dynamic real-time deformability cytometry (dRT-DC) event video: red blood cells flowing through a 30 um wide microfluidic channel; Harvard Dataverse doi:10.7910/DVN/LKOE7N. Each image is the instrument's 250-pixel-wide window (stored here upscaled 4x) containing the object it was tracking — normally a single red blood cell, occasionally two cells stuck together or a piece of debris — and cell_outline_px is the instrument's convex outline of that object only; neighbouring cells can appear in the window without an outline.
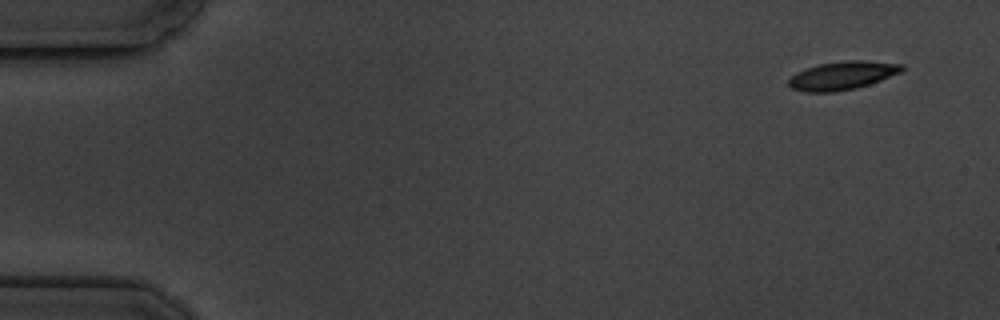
{"species": "common noctule bat (a hibernating species)", "species_latin": "Nyctalus noctula", "temperature_condition": "cold", "stored_images_in_passage": 5, "camera_frame_rate_fps": 3000, "um_per_image_px": 0.085, "animal": {"sex": "male", "body_mass_g": 19.5, "forearm_length_mm": 54.6}, "frame": {"image": 1, "passage_image": 1, "time_ms": 0.0, "image_size_px": [1000, 320], "cell_outline_px": [[904, 68], [900, 72], [880, 80], [856, 88], [836, 92], [804, 92], [792, 88], [788, 84], [788, 80], [796, 72], [820, 64], [848, 60], [864, 60], [904, 64]], "centroid_in_image_um": [71.6, 6.42], "position_along_channel_um": 13.4, "area_um2": 18.55}}
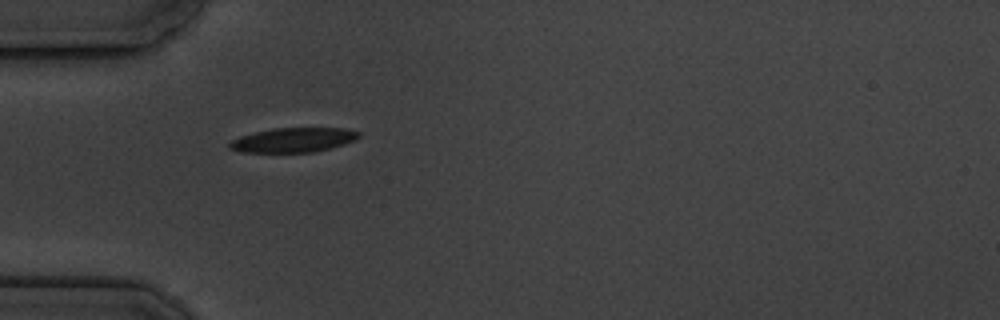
{"frame": {"image": 2, "passage_image": 5, "time_ms": 4.667, "image_size_px": [1000, 320], "cell_outline_px": [[360, 136], [356, 140], [332, 148], [312, 152], [240, 152], [228, 148], [228, 144], [232, 140], [240, 136], [272, 128], [344, 128], [360, 132]], "centroid_in_image_um": [24.94, 11.9], "position_along_channel_um": 60.1, "area_um2": 18.5}}